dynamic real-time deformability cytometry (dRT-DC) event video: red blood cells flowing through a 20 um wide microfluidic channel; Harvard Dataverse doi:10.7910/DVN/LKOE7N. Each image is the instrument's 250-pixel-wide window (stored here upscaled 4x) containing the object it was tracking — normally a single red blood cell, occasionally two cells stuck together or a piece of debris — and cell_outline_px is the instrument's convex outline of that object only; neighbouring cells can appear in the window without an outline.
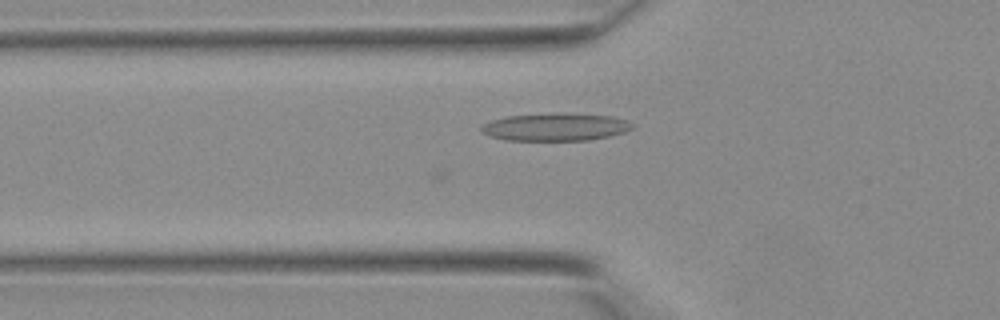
{"species": "Egyptian fruit bat (a non-hibernating species)", "species_latin": "Rousettus aegyptiacus", "temperature_condition": "warm", "stored_images_in_passage": 29, "camera_frame_rate_fps": 3000, "um_per_image_px": 0.085, "animal": {"sex": "female"}, "frame": {"image": 1, "passage_image": 2, "time_ms": 0.333, "image_size_px": [1000, 320], "cell_outline_px": [[636, 124], [632, 128], [624, 132], [608, 136], [588, 140], [508, 140], [488, 136], [480, 132], [480, 124], [492, 120], [508, 116], [556, 112], [612, 116]], "centroid_in_image_um": [47.17, 10.78], "position_along_channel_um": 78.6, "area_um2": 24.51}}
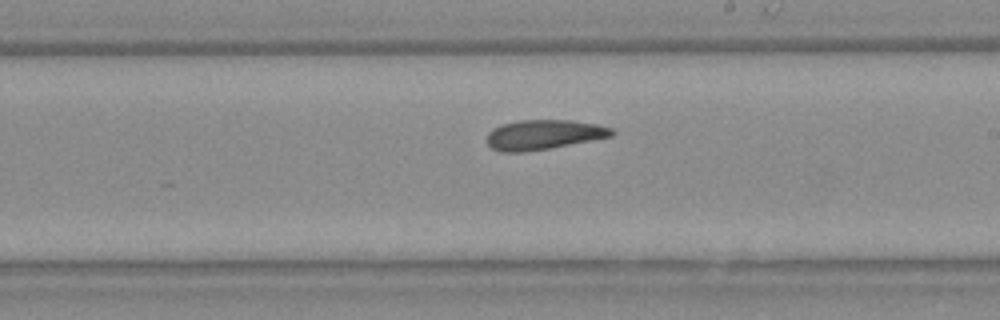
{"frame": {"image": 2, "passage_image": 12, "time_ms": 3.667, "image_size_px": [1000, 320], "cell_outline_px": [[616, 132], [612, 136], [592, 140], [548, 148], [524, 152], [500, 152], [492, 148], [488, 144], [488, 132], [492, 128], [500, 124], [520, 120], [572, 120], [596, 124], [612, 128]], "centroid_in_image_um": [46.19, 11.44], "position_along_channel_um": 242.8, "area_um2": 21.62}}
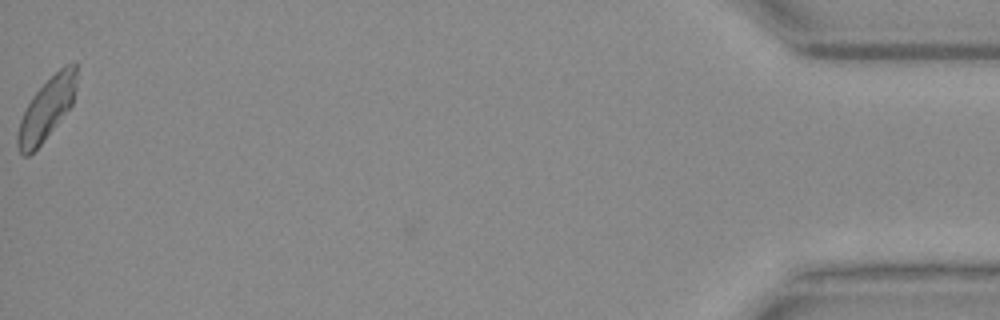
{"frame": {"image": 3, "passage_image": 29, "time_ms": 9.333, "image_size_px": [1000, 320], "cell_outline_px": [[76, 88], [72, 104], [40, 144], [28, 156], [24, 156], [20, 152], [16, 144], [16, 136], [20, 120], [32, 96], [64, 64], [76, 64]], "centroid_in_image_um": [3.95, 9.26], "position_along_channel_um": 431.3, "area_um2": 20.58}}